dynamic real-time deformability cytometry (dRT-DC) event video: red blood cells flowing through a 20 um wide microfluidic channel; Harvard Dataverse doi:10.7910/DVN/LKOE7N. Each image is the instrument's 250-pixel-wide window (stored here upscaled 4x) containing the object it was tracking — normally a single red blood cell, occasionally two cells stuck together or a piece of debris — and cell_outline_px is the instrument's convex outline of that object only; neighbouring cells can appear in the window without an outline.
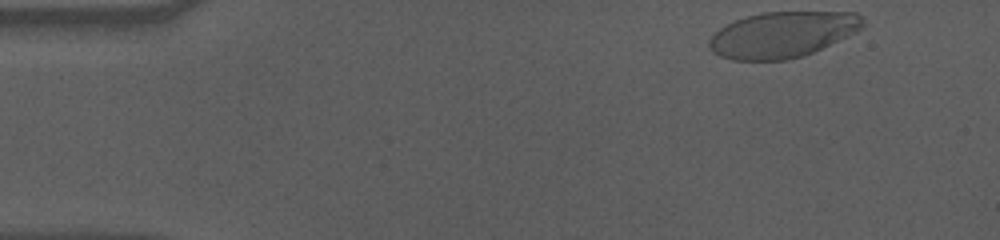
{"species": "human", "species_latin": "Homo sapiens", "temperature_condition": "cold", "stored_images_in_passage": 10, "camera_frame_rate_fps": 3000, "um_per_image_px": 0.085, "donor": {"sex": "male"}, "frame": {"image": 1, "passage_image": 1, "time_ms": 0.0, "image_size_px": [1000, 240], "cell_outline_px": [[864, 24], [860, 28], [848, 36], [804, 56], [784, 60], [732, 60], [720, 56], [712, 52], [708, 44], [708, 40], [720, 28], [736, 20], [748, 16], [764, 12], [856, 12], [864, 20]], "centroid_in_image_um": [66.5, 2.95], "position_along_channel_um": 18.5, "area_um2": 40.81}}